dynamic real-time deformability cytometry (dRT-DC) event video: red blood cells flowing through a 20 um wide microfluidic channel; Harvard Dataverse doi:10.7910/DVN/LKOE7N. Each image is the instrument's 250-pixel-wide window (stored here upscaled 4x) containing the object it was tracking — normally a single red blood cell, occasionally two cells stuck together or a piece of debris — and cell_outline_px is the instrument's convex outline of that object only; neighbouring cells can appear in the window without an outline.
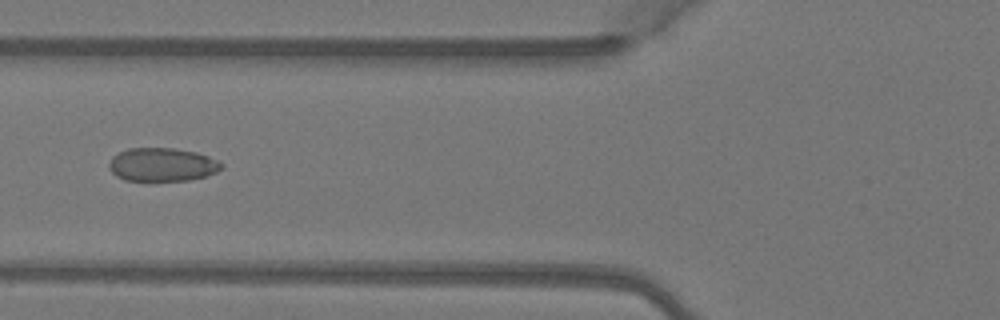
{"species": "Egyptian fruit bat (a non-hibernating species)", "species_latin": "Rousettus aegyptiacus", "temperature_condition": "warm", "stored_images_in_passage": 6, "camera_frame_rate_fps": 3000, "um_per_image_px": 0.085, "animal": {"sex": "female"}, "frame": {"image": 1, "passage_image": 5, "time_ms": 1.333, "image_size_px": [1000, 320], "cell_outline_px": [[224, 168], [216, 172], [204, 176], [188, 180], [124, 180], [116, 176], [108, 168], [108, 164], [112, 156], [128, 148], [172, 148], [196, 152], [220, 160], [224, 164]], "centroid_in_image_um": [13.8, 13.98], "position_along_channel_um": 112.0, "area_um2": 21.96}}
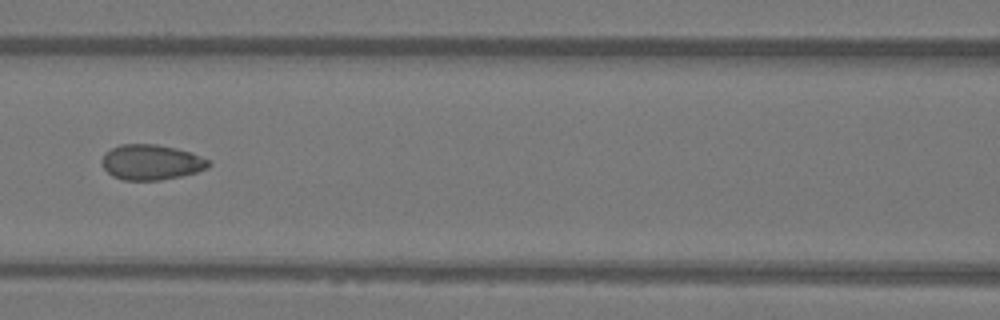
{"frame": {"image": 2, "passage_image": 6, "time_ms": 1.667, "image_size_px": [1000, 320], "cell_outline_px": [[212, 164], [208, 168], [196, 172], [180, 176], [160, 180], [124, 180], [112, 176], [104, 168], [100, 160], [104, 152], [120, 144], [156, 144], [176, 148], [192, 152], [208, 160]], "centroid_in_image_um": [12.84, 13.78], "position_along_channel_um": 153.8, "area_um2": 22.08}}